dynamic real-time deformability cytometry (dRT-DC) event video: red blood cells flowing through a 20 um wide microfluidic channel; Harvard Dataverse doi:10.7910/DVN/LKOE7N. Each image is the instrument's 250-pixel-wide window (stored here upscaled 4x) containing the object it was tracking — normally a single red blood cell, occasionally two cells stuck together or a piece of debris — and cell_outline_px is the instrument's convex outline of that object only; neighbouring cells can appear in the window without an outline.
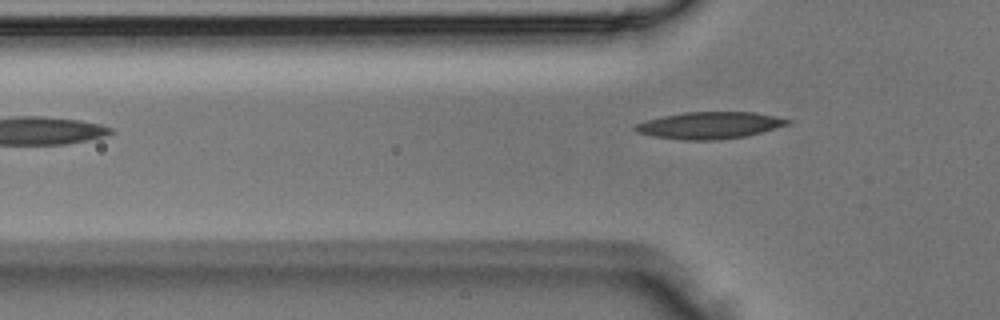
{"species": "Egyptian fruit bat (a non-hibernating species)", "species_latin": "Rousettus aegyptiacus", "temperature_condition": "room temperature", "stored_images_in_passage": 5, "camera_frame_rate_fps": 3000, "um_per_image_px": 0.085, "animal": {"sex": "male"}, "frame": {"image": 1, "passage_image": 5, "time_ms": 1.333, "image_size_px": [1000, 320], "cell_outline_px": [[792, 124], [744, 136], [712, 140], [684, 140], [656, 136], [636, 132], [632, 128], [636, 124], [644, 120], [684, 112], [756, 112], [792, 120]], "centroid_in_image_um": [60.32, 10.64], "position_along_channel_um": 65.5, "area_um2": 23.7}}